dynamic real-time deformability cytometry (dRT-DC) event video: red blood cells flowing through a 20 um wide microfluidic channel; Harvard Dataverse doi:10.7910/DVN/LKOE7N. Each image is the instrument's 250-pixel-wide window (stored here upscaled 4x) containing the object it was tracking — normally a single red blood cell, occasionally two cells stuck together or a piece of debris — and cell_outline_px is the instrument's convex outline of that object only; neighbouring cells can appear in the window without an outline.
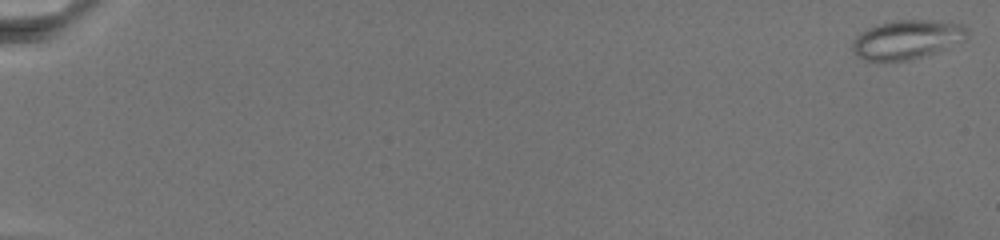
{"species": "common noctule bat (a hibernating species)", "species_latin": "Nyctalus noctula", "temperature_condition": "warm", "stored_images_in_passage": 91, "camera_frame_rate_fps": 3000, "um_per_image_px": 0.085, "animal": {"sex": "female", "body_mass_g": 19.5, "forearm_length_mm": 54.1}, "frame": {"image": 1, "passage_image": 1, "time_ms": 0.0, "image_size_px": [1000, 240], "cell_outline_px": [[968, 36], [964, 40], [936, 52], [908, 60], [864, 60], [856, 56], [852, 52], [852, 40], [860, 32], [868, 28], [880, 24], [896, 20], [932, 20], [964, 24], [968, 28]], "centroid_in_image_um": [77.09, 3.35], "position_along_channel_um": 7.9, "area_um2": 26.07}}
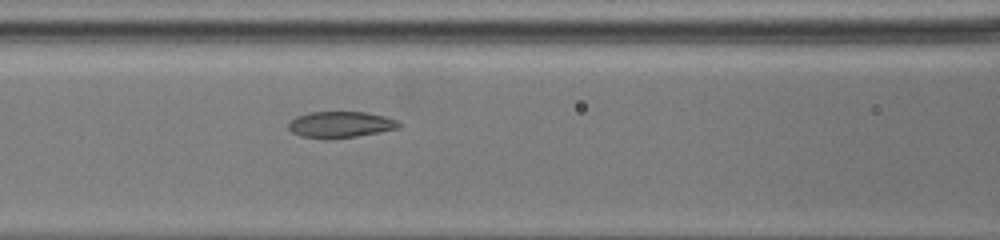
{"frame": {"image": 2, "passage_image": 41, "time_ms": 12.0, "image_size_px": [1000, 240], "cell_outline_px": [[400, 128], [380, 132], [356, 136], [328, 140], [300, 136], [292, 132], [288, 128], [288, 124], [296, 116], [308, 112], [364, 112], [384, 116], [396, 120], [400, 124]], "centroid_in_image_um": [28.91, 10.6], "position_along_channel_um": 137.7, "area_um2": 16.99}}
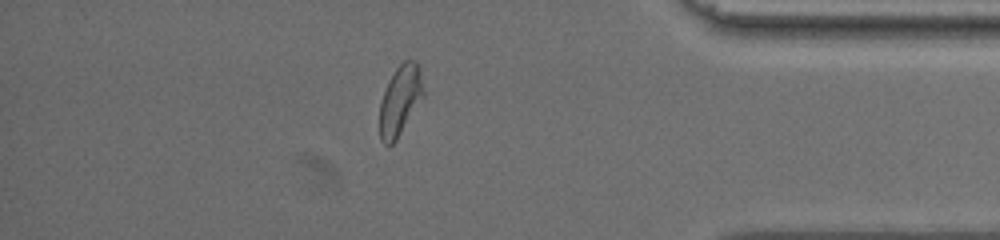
{"frame": {"image": 3, "passage_image": 79, "time_ms": 22.0, "image_size_px": [1000, 240], "cell_outline_px": [[424, 96], [396, 140], [388, 148], [380, 140], [380, 104], [388, 80], [396, 68], [404, 60], [416, 60], [420, 68], [424, 92]], "centroid_in_image_um": [34.01, 8.53], "position_along_channel_um": 401.2, "area_um2": 17.86}}